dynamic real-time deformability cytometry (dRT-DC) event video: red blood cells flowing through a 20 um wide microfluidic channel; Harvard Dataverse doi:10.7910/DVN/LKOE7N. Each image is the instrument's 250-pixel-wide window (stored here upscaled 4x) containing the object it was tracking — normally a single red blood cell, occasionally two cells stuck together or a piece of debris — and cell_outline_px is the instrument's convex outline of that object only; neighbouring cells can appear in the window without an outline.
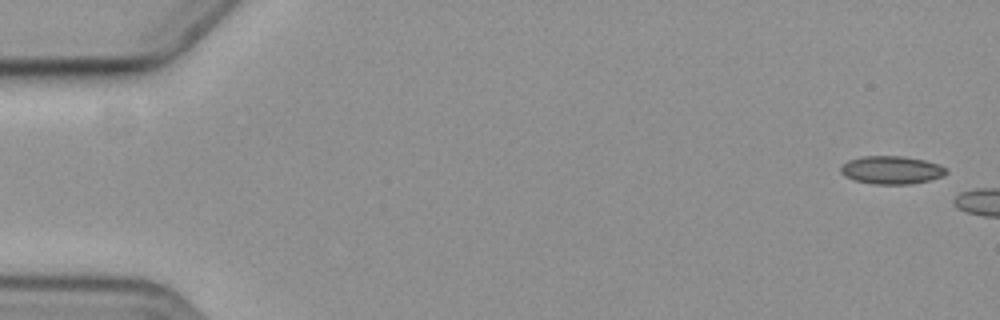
{"species": "common noctule bat (a hibernating species)", "species_latin": "Nyctalus noctula", "temperature_condition": "cold", "stored_images_in_passage": 6, "camera_frame_rate_fps": 3000, "um_per_image_px": 0.085, "animal": {"sex": "female", "body_mass_g": 19.3, "forearm_length_mm": 54.1}, "frame": {"image": 1, "passage_image": 1, "time_ms": 0.0, "image_size_px": [1000, 320], "cell_outline_px": [[948, 172], [944, 176], [912, 184], [872, 184], [852, 180], [844, 176], [840, 172], [840, 164], [848, 160], [860, 156], [904, 156], [924, 160], [940, 164], [948, 168]], "centroid_in_image_um": [75.76, 14.45], "position_along_channel_um": 9.2, "area_um2": 17.63}}